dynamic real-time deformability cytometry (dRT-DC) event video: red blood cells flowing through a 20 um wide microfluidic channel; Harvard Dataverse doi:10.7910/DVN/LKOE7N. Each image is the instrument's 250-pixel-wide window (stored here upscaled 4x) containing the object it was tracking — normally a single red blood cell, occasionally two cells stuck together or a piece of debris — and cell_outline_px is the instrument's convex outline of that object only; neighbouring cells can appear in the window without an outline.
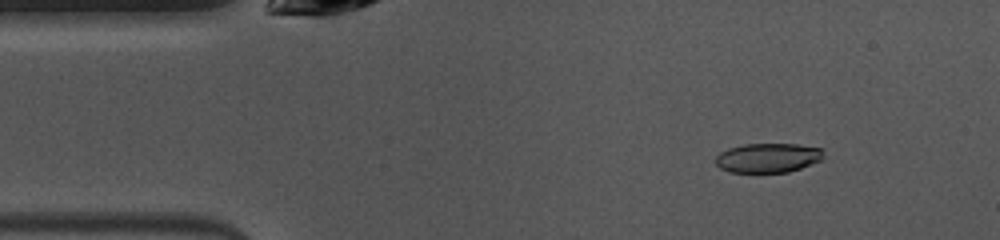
{"species": "common noctule bat (a hibernating species)", "species_latin": "Nyctalus noctula", "temperature_condition": "warm", "stored_images_in_passage": 47, "camera_frame_rate_fps": 3000, "um_per_image_px": 0.085, "animal": {"sex": "female", "body_mass_g": 10.0, "forearm_length_mm": 53.1}, "frame": {"image": 1, "passage_image": 5, "time_ms": 1.333, "image_size_px": [1000, 240], "cell_outline_px": [[824, 156], [820, 160], [800, 168], [788, 172], [728, 172], [720, 168], [716, 164], [716, 156], [720, 152], [728, 148], [744, 144], [796, 144], [820, 148]], "centroid_in_image_um": [65.24, 13.41], "position_along_channel_um": 19.8, "area_um2": 18.38}}
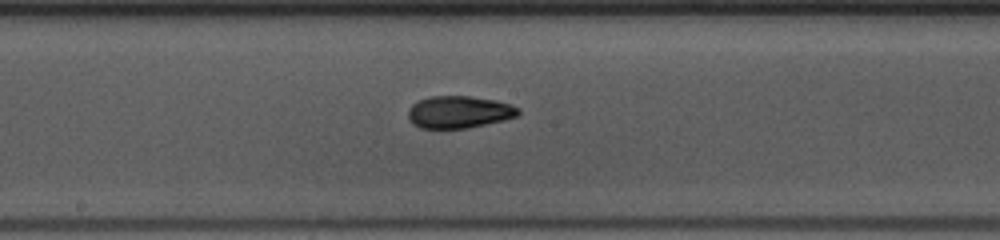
{"frame": {"image": 2, "passage_image": 23, "time_ms": 7.333, "image_size_px": [1000, 240], "cell_outline_px": [[520, 112], [516, 116], [504, 120], [468, 128], [420, 128], [412, 124], [408, 120], [408, 108], [412, 104], [428, 96], [468, 96], [496, 100], [512, 104], [520, 108]], "centroid_in_image_um": [39.01, 9.52], "position_along_channel_um": 209.2, "area_um2": 20.87}}
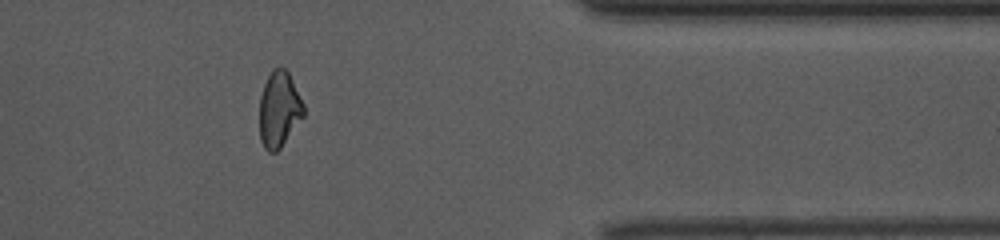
{"frame": {"image": 3, "passage_image": 38, "time_ms": 12.333, "image_size_px": [1000, 240], "cell_outline_px": [[304, 116], [280, 148], [276, 152], [268, 152], [264, 148], [260, 140], [260, 96], [264, 84], [272, 68], [284, 68], [288, 72], [304, 104]], "centroid_in_image_um": [23.72, 9.31], "position_along_channel_um": 387.7, "area_um2": 19.42}, "authors_computed_cell_mechanics": {"area_um2": 20.23, "velocity_mm_per_s": 4.0451, "shape_relaxation_time_tau1_ms": 4.7554, "shape_relaxation_time_tau2_ms": 2.8858, "deformation_change_tau1": 0.1681, "deformation_change_tau2": 0.0721}}